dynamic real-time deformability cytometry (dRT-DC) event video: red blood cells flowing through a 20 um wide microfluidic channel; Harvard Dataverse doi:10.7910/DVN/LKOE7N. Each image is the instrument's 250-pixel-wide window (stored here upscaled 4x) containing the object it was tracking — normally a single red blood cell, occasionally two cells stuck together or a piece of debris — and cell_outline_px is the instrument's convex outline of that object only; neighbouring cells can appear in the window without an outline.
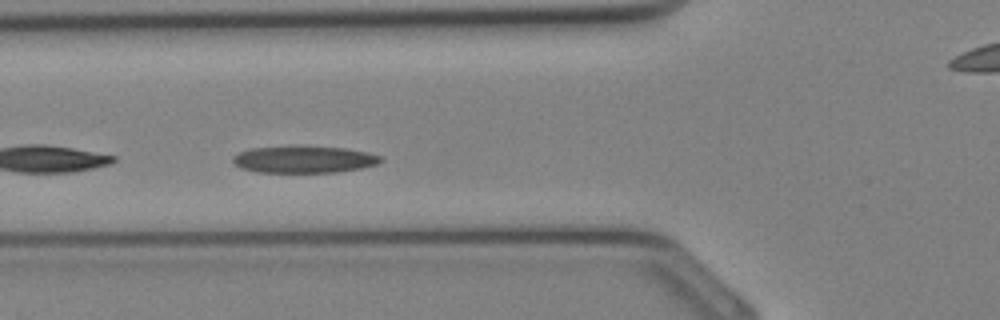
{"species": "Egyptian fruit bat (a non-hibernating species)", "species_latin": "Rousettus aegyptiacus", "temperature_condition": "cold", "stored_images_in_passage": 10, "camera_frame_rate_fps": 3000, "um_per_image_px": 0.085, "animal": {"sex": "female"}, "frame": {"image": 1, "passage_image": 10, "time_ms": 3.0, "image_size_px": [1000, 320], "cell_outline_px": [[384, 160], [376, 164], [360, 168], [336, 172], [256, 172], [240, 168], [232, 160], [232, 156], [240, 152], [252, 148], [304, 144], [344, 148], [368, 152], [380, 156]], "centroid_in_image_um": [25.82, 13.52], "position_along_channel_um": 100.0, "area_um2": 23.7}}